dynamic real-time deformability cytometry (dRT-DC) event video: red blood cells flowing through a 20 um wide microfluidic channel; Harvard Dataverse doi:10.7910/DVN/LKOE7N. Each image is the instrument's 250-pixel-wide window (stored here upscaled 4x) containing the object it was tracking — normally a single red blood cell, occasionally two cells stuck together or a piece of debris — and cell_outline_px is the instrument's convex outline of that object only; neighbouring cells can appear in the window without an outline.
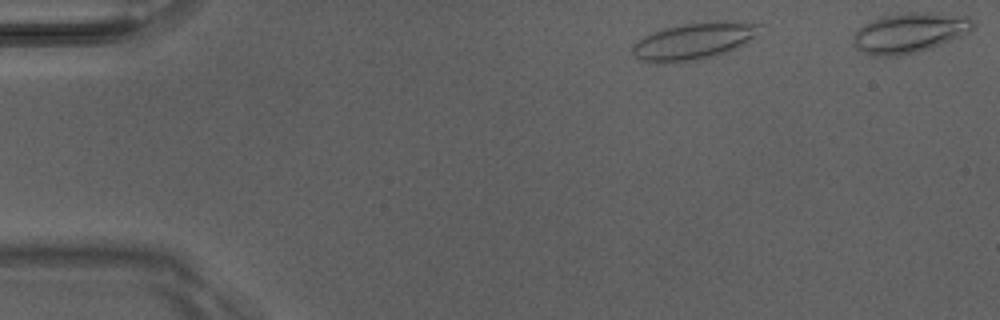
{"species": "Egyptian fruit bat (a non-hibernating species)", "species_latin": "Rousettus aegyptiacus", "temperature_condition": "room temperature", "stored_images_in_passage": 5, "camera_frame_rate_fps": 3000, "um_per_image_px": 0.085, "animal": {"sex": "male"}, "frame": {"image": 1, "passage_image": 1, "time_ms": 0.0, "image_size_px": [1000, 320], "cell_outline_px": [[760, 24], [756, 36], [744, 44], [728, 52], [716, 56], [696, 60], [664, 64], [660, 64], [640, 60], [632, 52], [632, 44], [644, 36], [652, 32], [664, 28], [684, 24], [724, 20]], "centroid_in_image_um": [58.95, 3.51], "position_along_channel_um": 26.1, "area_um2": 27.46}}